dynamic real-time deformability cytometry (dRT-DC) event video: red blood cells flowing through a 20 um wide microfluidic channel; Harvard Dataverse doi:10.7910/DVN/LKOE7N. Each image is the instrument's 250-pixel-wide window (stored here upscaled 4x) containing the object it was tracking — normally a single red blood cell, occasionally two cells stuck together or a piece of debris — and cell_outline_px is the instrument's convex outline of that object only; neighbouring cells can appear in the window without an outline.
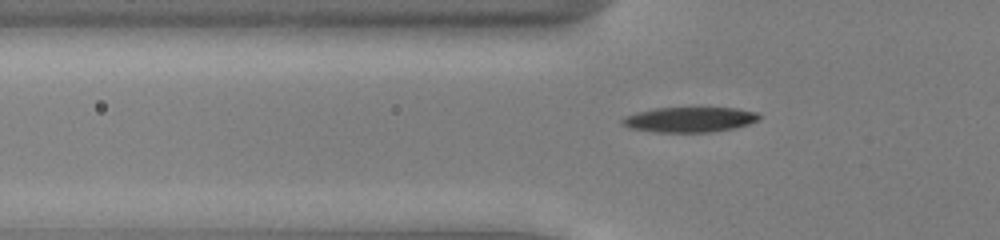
{"species": "common noctule bat (a hibernating species)", "species_latin": "Nyctalus noctula", "temperature_condition": "cold", "stored_images_in_passage": 43, "camera_frame_rate_fps": 3000, "um_per_image_px": 0.085, "animal": {"sex": "male", "body_mass_g": 13.0, "forearm_length_mm": 53.1}, "frame": {"image": 1, "passage_image": 8, "time_ms": 2.333, "image_size_px": [1000, 240], "cell_outline_px": [[760, 120], [748, 124], [732, 128], [712, 132], [656, 132], [632, 128], [624, 124], [620, 120], [624, 116], [636, 112], [652, 108], [736, 108], [756, 112], [760, 116]], "centroid_in_image_um": [58.61, 10.16], "position_along_channel_um": 67.2, "area_um2": 19.94}}
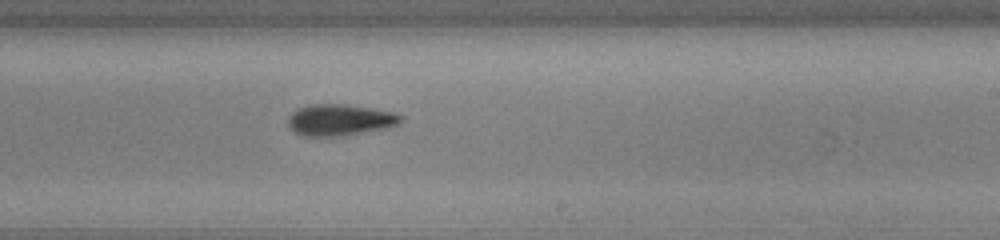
{"frame": {"image": 2, "passage_image": 23, "time_ms": 7.333, "image_size_px": [1000, 240], "cell_outline_px": [[400, 120], [396, 124], [388, 128], [340, 136], [304, 136], [288, 128], [288, 116], [296, 108], [312, 104], [344, 104], [372, 108], [392, 112], [400, 116]], "centroid_in_image_um": [28.81, 10.19], "position_along_channel_um": 260.2, "area_um2": 20.52}}
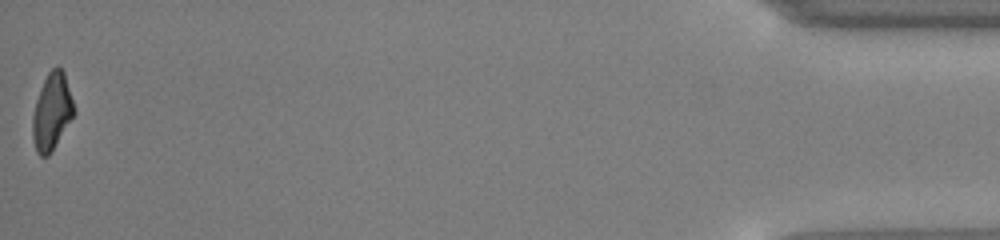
{"frame": {"image": 3, "passage_image": 43, "time_ms": 14.0, "image_size_px": [1000, 240], "cell_outline_px": [[76, 112], [48, 156], [40, 156], [36, 152], [32, 136], [32, 116], [36, 100], [40, 88], [48, 72], [56, 64], [64, 72]], "centroid_in_image_um": [4.4, 9.48], "position_along_channel_um": 430.8, "area_um2": 18.44}, "authors_computed_cell_mechanics": {"area_um2": 19.652, "velocity_mm_per_s": 3.9121, "shape_relaxation_time_tau1_ms": 2.1392, "shape_relaxation_time_tau2_ms": 2.9185, "deformation_change_tau1": 0.1315, "deformation_change_tau2": 0.11}}